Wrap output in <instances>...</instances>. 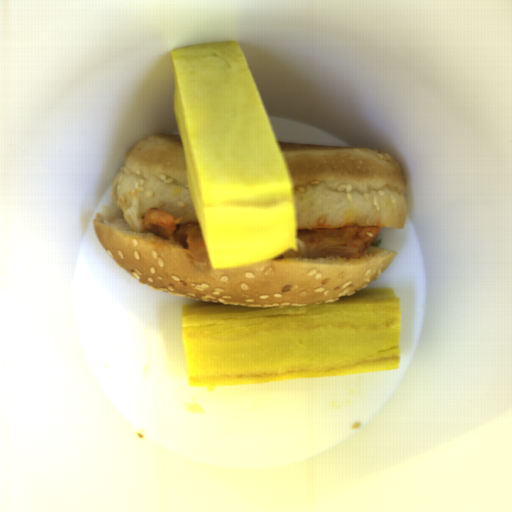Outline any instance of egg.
Segmentation results:
<instances>
[{
	"instance_id": "d2b9013d",
	"label": "egg",
	"mask_w": 512,
	"mask_h": 512,
	"mask_svg": "<svg viewBox=\"0 0 512 512\" xmlns=\"http://www.w3.org/2000/svg\"><path fill=\"white\" fill-rule=\"evenodd\" d=\"M124 222L133 232L142 233V219L139 213V196L137 190L134 193L133 201L123 214Z\"/></svg>"
}]
</instances>
